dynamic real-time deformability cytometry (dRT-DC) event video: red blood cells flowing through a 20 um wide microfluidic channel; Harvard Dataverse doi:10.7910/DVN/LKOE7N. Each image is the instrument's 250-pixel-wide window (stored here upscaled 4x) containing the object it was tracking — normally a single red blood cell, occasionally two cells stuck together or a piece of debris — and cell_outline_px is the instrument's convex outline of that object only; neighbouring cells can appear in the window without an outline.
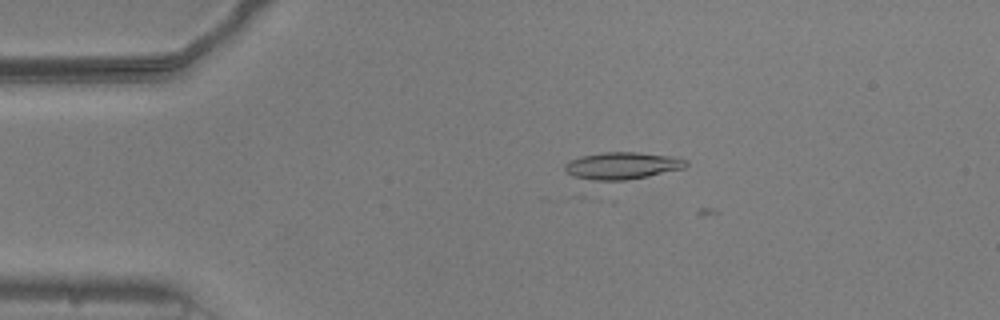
{"species": "common noctule bat (a hibernating species)", "species_latin": "Nyctalus noctula", "temperature_condition": "warm", "stored_images_in_passage": 4, "camera_frame_rate_fps": 3000, "um_per_image_px": 0.085, "animal": {"sex": "male", "body_mass_g": 20.5, "forearm_length_mm": 52.5}, "frame": {"image": 1, "passage_image": 3, "time_ms": 0.667, "image_size_px": [1000, 320], "cell_outline_px": [[688, 164], [684, 168], [616, 184], [600, 184], [584, 180], [564, 172], [564, 164], [568, 160], [584, 156], [604, 152], [640, 152], [672, 156], [688, 160]], "centroid_in_image_um": [52.83, 14.15], "position_along_channel_um": 32.2, "area_um2": 20.4}}